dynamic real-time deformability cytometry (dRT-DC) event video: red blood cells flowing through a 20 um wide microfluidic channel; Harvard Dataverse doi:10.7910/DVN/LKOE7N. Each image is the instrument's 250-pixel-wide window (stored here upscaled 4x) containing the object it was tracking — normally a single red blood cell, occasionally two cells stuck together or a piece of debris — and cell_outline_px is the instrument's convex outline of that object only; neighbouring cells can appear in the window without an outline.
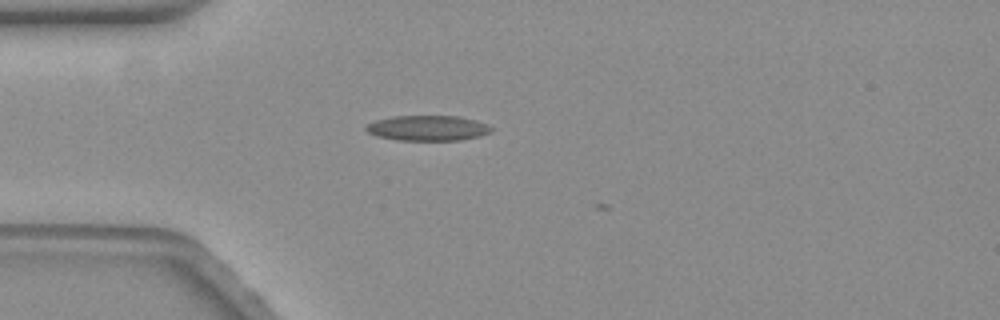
{"species": "common noctule bat (a hibernating species)", "species_latin": "Nyctalus noctula", "temperature_condition": "warm", "stored_images_in_passage": 3, "camera_frame_rate_fps": 3000, "um_per_image_px": 0.085, "animal": {"sex": "female", "body_mass_g": 19.3, "forearm_length_mm": 54.1}, "frame": {"image": 1, "passage_image": 1, "time_ms": 0.0, "image_size_px": [1000, 320], "cell_outline_px": [[492, 132], [460, 140], [396, 140], [376, 136], [368, 132], [364, 128], [368, 124], [376, 120], [392, 116], [456, 116], [476, 120], [488, 124], [492, 128]], "centroid_in_image_um": [36.34, 10.88], "position_along_channel_um": 48.7, "area_um2": 18.38}}